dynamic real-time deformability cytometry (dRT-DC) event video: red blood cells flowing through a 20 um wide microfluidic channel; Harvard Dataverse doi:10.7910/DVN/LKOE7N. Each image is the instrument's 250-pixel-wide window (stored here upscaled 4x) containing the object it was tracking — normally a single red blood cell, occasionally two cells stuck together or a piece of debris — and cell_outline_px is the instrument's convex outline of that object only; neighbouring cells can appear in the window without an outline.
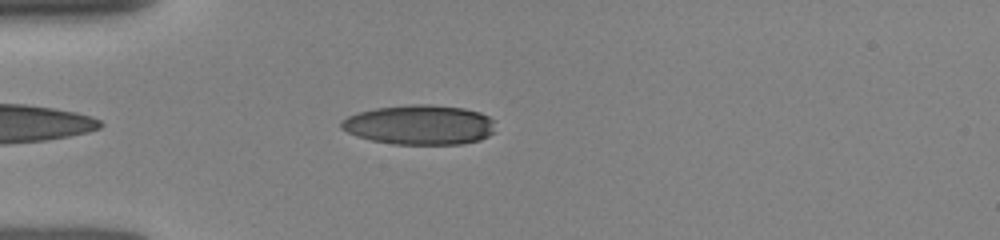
{"species": "human", "species_latin": "Homo sapiens", "temperature_condition": "room temperature", "stored_images_in_passage": 10, "camera_frame_rate_fps": 3000, "um_per_image_px": 0.085, "donor": {"sex": "female"}, "frame": {"image": 1, "passage_image": 5, "time_ms": 1.0, "image_size_px": [1000, 240], "cell_outline_px": [[496, 120], [492, 132], [488, 136], [480, 140], [460, 144], [392, 144], [372, 140], [356, 136], [340, 128], [340, 120], [348, 116], [360, 112], [376, 108], [412, 104], [428, 104], [464, 108], [480, 112]], "centroid_in_image_um": [35.67, 10.61], "position_along_channel_um": 49.3, "area_um2": 35.78}}